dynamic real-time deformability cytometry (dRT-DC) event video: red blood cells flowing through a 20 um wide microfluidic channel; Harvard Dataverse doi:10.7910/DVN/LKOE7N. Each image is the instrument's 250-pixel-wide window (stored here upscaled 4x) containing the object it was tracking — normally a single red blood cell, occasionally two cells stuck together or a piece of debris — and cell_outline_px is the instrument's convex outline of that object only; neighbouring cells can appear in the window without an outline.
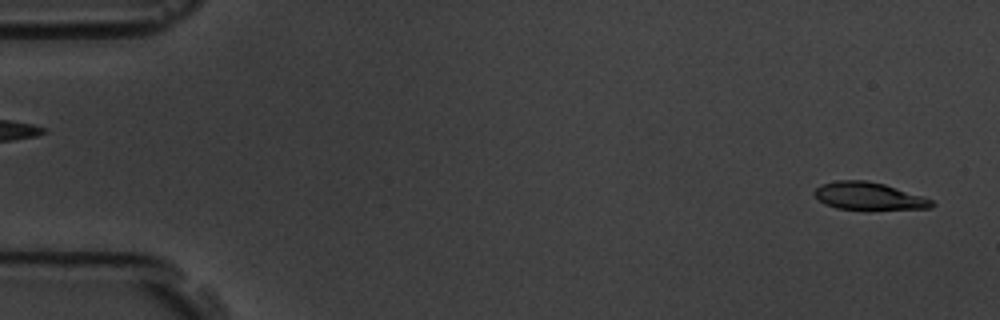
{"species": "common noctule bat (a hibernating species)", "species_latin": "Nyctalus noctula", "temperature_condition": "room temperature", "stored_images_in_passage": 55, "camera_frame_rate_fps": 3000, "um_per_image_px": 0.085, "animal": {"sex": "male", "body_mass_g": 19.5, "forearm_length_mm": 54.6}, "frame": {"image": 1, "passage_image": 2, "time_ms": 0.333, "image_size_px": [1000, 320], "cell_outline_px": [[936, 204], [932, 208], [836, 208], [824, 204], [812, 192], [820, 184], [836, 180], [868, 180], [884, 184], [932, 200]], "centroid_in_image_um": [73.78, 16.64], "position_along_channel_um": 11.2, "area_um2": 18.26}}
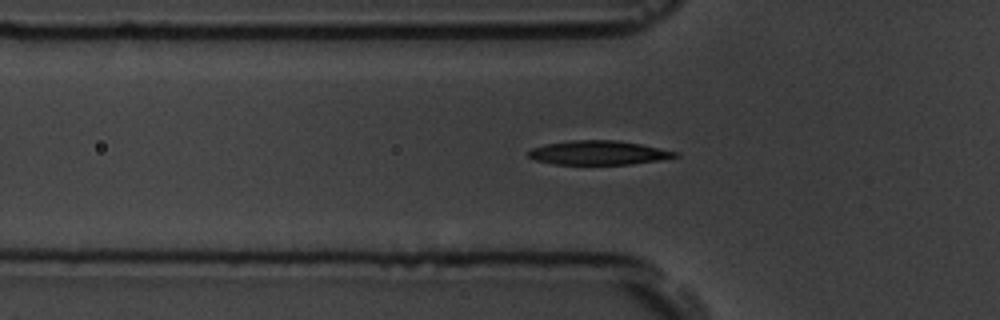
{"frame": {"image": 2, "passage_image": 18, "time_ms": 5.667, "image_size_px": [1000, 320], "cell_outline_px": [[680, 156], [660, 160], [632, 164], [552, 164], [536, 160], [528, 156], [528, 152], [532, 148], [548, 144], [572, 140], [616, 140], [640, 144], [680, 152]], "centroid_in_image_um": [50.92, 12.99], "position_along_channel_um": 74.9, "area_um2": 20.52}}
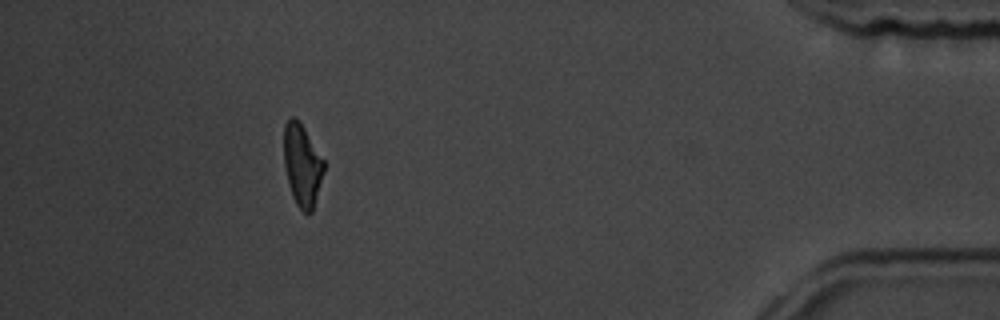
{"frame": {"image": 3, "passage_image": 50, "time_ms": 16.333, "image_size_px": [1000, 320], "cell_outline_px": [[324, 172], [312, 212], [308, 216], [296, 204], [292, 196], [288, 184], [284, 164], [284, 124], [292, 116], [304, 128], [324, 160]], "centroid_in_image_um": [25.68, 14.08], "position_along_channel_um": 409.5, "area_um2": 19.02}, "authors_computed_cell_mechanics": {"area_um2": 20.4034, "velocity_mm_per_s": 3.6607, "shape_relaxation_time_tau1_ms": 3.4314, "shape_relaxation_time_tau2_ms": 3.8515, "deformation_change_tau1": 0.1578, "deformation_change_tau2": 0.0928}}